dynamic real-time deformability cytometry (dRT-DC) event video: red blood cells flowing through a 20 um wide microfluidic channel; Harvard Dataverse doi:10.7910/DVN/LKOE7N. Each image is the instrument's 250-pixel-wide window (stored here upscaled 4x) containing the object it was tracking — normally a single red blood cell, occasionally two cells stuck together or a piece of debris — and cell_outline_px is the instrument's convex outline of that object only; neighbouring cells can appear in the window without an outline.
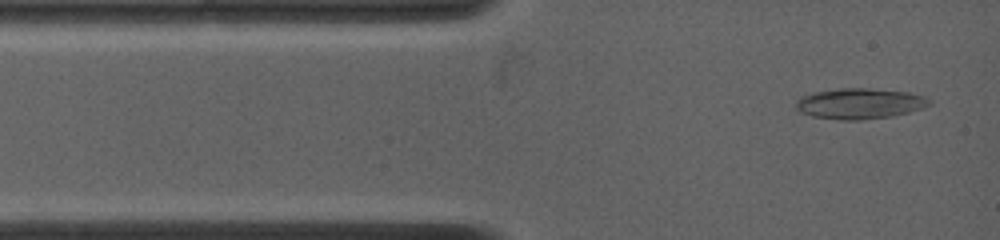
{"species": "common noctule bat (a hibernating species)", "species_latin": "Nyctalus noctula", "temperature_condition": "warm", "stored_images_in_passage": 31, "camera_frame_rate_fps": 4500, "um_per_image_px": 0.085, "animal": {"sex": "female", "body_mass_g": 19.0, "forearm_length_mm": 53.3}, "frame": {"image": 1, "passage_image": 1, "time_ms": 0.0, "image_size_px": [1000, 240], "cell_outline_px": [[932, 104], [908, 112], [892, 116], [860, 120], [840, 120], [812, 116], [800, 112], [796, 108], [796, 100], [800, 96], [816, 92], [840, 88], [868, 88], [908, 92], [924, 96], [932, 100]], "centroid_in_image_um": [73.06, 8.8], "position_along_channel_um": 11.9, "area_um2": 23.81}}
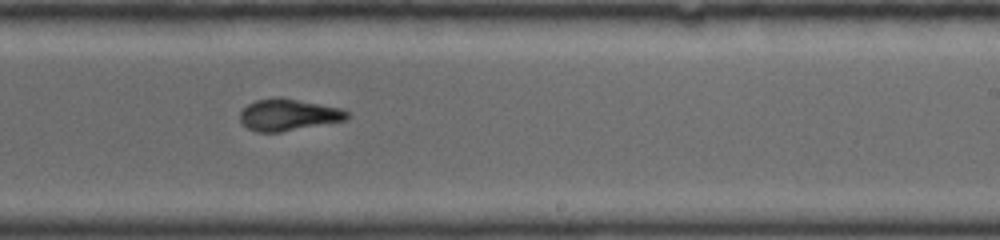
{"frame": {"image": 2, "passage_image": 14, "time_ms": 7.333, "image_size_px": [1000, 240], "cell_outline_px": [[348, 116], [344, 120], [280, 132], [256, 132], [248, 128], [240, 120], [240, 112], [248, 104], [256, 100], [280, 96], [340, 108], [348, 112]], "centroid_in_image_um": [24.47, 9.75], "position_along_channel_um": 264.5, "area_um2": 19.54}}
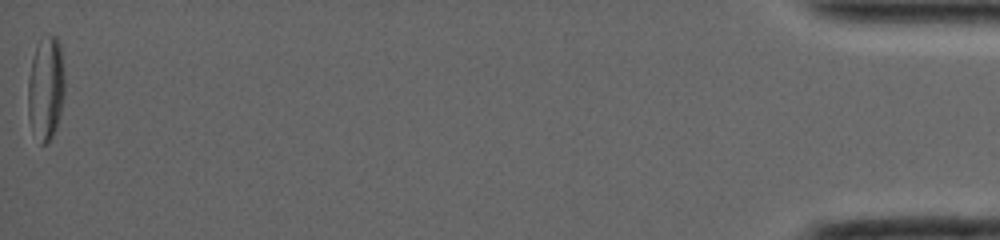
{"frame": {"image": 3, "passage_image": 31, "time_ms": 15.778, "image_size_px": [1000, 240], "cell_outline_px": [[64, 96], [56, 128], [48, 144], [40, 144], [28, 116], [28, 76], [32, 60], [36, 48], [48, 36], [56, 36], [60, 44], [64, 76]], "centroid_in_image_um": [3.9, 7.55], "position_along_channel_um": 431.3, "area_um2": 21.79}, "authors_computed_cell_mechanics": {"area_um2": 20.5768, "velocity_mm_per_s": 3.9009, "shape_relaxation_time_tau1_ms": 7.7108, "shape_relaxation_time_tau2_ms": 3.2483, "deformation_change_tau1": 0.2037, "deformation_change_tau2": 0.0956}}